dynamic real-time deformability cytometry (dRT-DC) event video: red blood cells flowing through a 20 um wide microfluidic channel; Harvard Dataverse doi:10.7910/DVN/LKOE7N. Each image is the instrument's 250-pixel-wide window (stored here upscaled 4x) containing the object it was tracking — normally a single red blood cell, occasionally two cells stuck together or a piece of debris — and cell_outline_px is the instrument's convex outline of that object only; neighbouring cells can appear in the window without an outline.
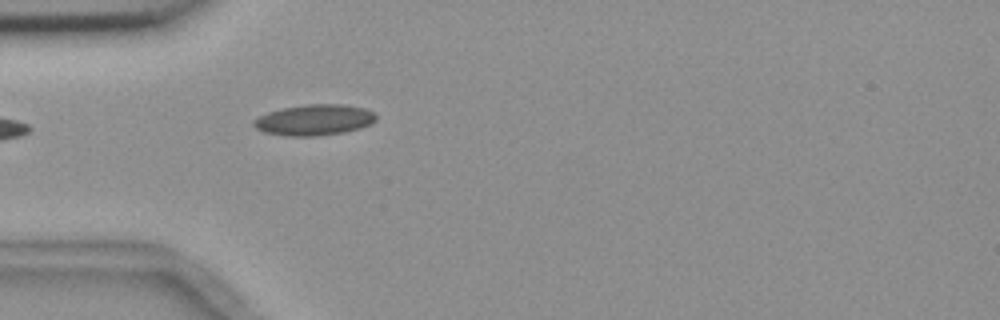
{"species": "common noctule bat (a hibernating species)", "species_latin": "Nyctalus noctula", "temperature_condition": "room temperature", "stored_images_in_passage": 1, "camera_frame_rate_fps": 3000, "um_per_image_px": 0.085, "animal": {"sex": "female", "body_mass_g": 18.4}, "frame": {"image": 1, "passage_image": 1, "time_ms": 0.0, "image_size_px": [1000, 320], "cell_outline_px": [[376, 120], [372, 124], [360, 128], [344, 132], [316, 136], [288, 136], [264, 132], [256, 128], [252, 124], [252, 120], [268, 112], [284, 108], [304, 104], [344, 104], [364, 108], [372, 112], [376, 116]], "centroid_in_image_um": [26.72, 10.19], "position_along_channel_um": 58.3, "area_um2": 22.02}}